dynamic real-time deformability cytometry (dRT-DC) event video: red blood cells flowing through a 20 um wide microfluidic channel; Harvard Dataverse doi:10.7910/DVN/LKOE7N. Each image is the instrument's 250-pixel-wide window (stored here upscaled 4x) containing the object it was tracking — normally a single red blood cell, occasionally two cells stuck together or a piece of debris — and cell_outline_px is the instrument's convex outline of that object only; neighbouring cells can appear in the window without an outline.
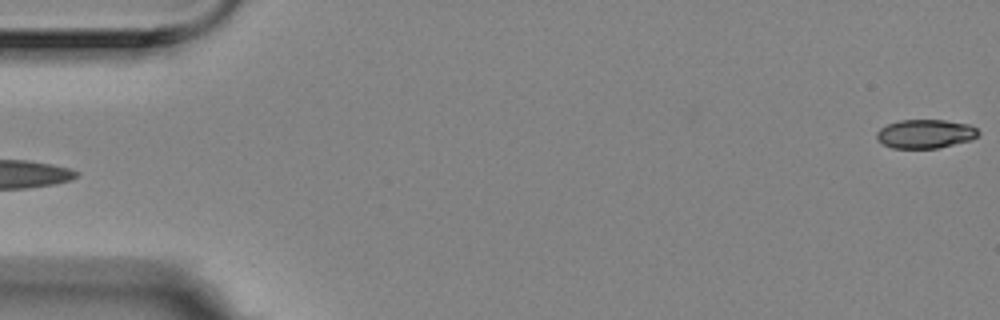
{"species": "Egyptian fruit bat (a non-hibernating species)", "species_latin": "Rousettus aegyptiacus", "temperature_condition": "room temperature", "stored_images_in_passage": 5, "segment_of_instrument_passage": [2, 2], "camera_frame_rate_fps": 3000, "um_per_image_px": 0.085, "animal": {"sex": "female"}, "frame": {"image": 1, "passage_image": 5, "time_ms": 1.333, "image_size_px": [1000, 320], "cell_outline_px": [[980, 132], [972, 140], [936, 148], [892, 148], [884, 144], [876, 136], [876, 132], [880, 128], [888, 124], [900, 120], [944, 120], [968, 124], [976, 128]], "centroid_in_image_um": [78.66, 11.37], "position_along_channel_um": 6.3, "area_um2": 16.94}}